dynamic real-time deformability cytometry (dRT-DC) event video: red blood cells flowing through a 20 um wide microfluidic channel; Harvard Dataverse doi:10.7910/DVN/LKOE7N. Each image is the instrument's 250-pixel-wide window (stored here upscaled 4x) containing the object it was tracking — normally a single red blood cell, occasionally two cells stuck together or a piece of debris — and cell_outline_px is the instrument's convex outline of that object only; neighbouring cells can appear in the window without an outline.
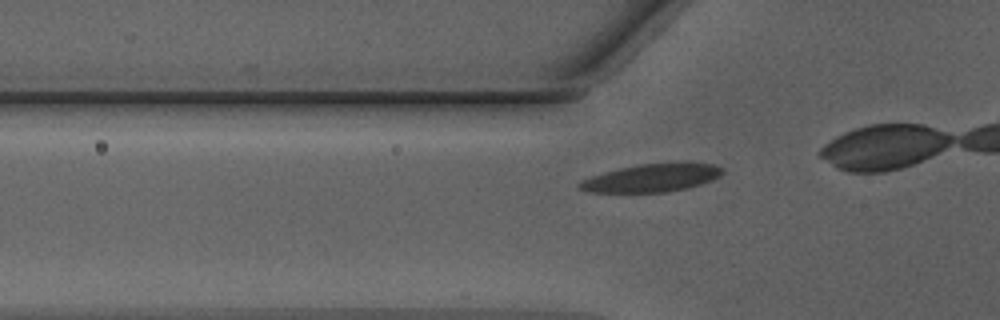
{"species": "Egyptian fruit bat (a non-hibernating species)", "species_latin": "Rousettus aegyptiacus", "temperature_condition": "warm", "stored_images_in_passage": 34, "camera_frame_rate_fps": 3000, "um_per_image_px": 0.085, "animal": {"sex": "male"}, "frame": {"image": 1, "passage_image": 12, "time_ms": 3.667, "image_size_px": [1000, 320], "cell_outline_px": [[724, 172], [720, 176], [712, 180], [700, 184], [668, 192], [588, 192], [576, 188], [576, 184], [580, 180], [604, 172], [620, 168], [640, 164], [712, 164], [724, 168]], "centroid_in_image_um": [55.32, 15.14], "position_along_channel_um": 70.5, "area_um2": 22.89}}
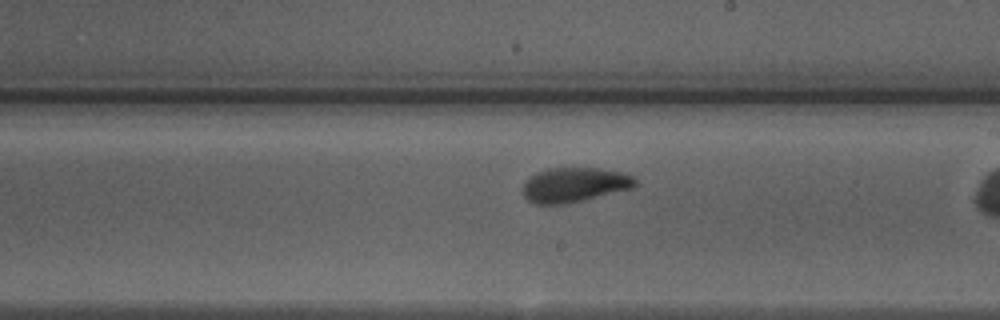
{"frame": {"image": 2, "passage_image": 24, "time_ms": 7.667, "image_size_px": [1000, 320], "cell_outline_px": [[636, 184], [632, 188], [564, 204], [536, 204], [528, 200], [520, 192], [524, 184], [536, 172], [548, 168], [600, 168], [620, 172], [632, 176], [636, 180]], "centroid_in_image_um": [48.78, 15.7], "position_along_channel_um": 240.2, "area_um2": 22.43}}
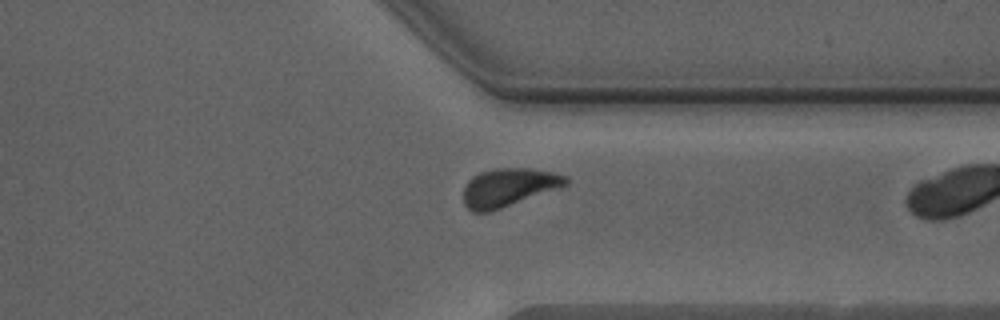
{"frame": {"image": 3, "passage_image": 33, "time_ms": 10.667, "image_size_px": [1000, 320], "cell_outline_px": [[568, 184], [560, 188], [488, 212], [472, 212], [464, 204], [464, 188], [468, 180], [472, 176], [480, 172], [496, 168], [528, 168], [552, 172], [568, 176]], "centroid_in_image_um": [43.23, 15.92], "position_along_channel_um": 368.2, "area_um2": 22.72}}